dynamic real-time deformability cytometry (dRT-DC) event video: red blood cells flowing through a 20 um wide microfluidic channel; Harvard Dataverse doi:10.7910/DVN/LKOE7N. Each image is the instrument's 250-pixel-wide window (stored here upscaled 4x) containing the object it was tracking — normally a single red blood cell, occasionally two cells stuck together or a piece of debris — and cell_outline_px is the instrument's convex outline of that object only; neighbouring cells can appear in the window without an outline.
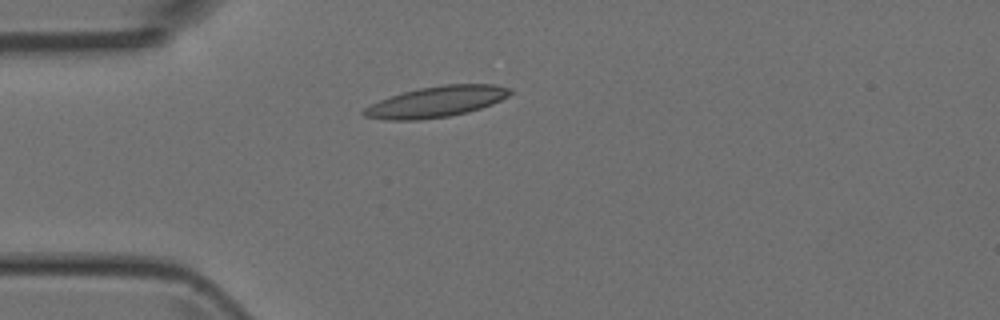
{"species": "Egyptian fruit bat (a non-hibernating species)", "species_latin": "Rousettus aegyptiacus", "temperature_condition": "room temperature", "stored_images_in_passage": 4, "camera_frame_rate_fps": 3000, "um_per_image_px": 0.085, "animal": {"sex": "female"}, "frame": {"image": 1, "passage_image": 4, "time_ms": 3.667, "image_size_px": [1000, 320], "cell_outline_px": [[512, 92], [508, 96], [492, 104], [468, 112], [448, 116], [420, 120], [384, 120], [364, 116], [360, 112], [364, 108], [380, 100], [404, 92], [420, 88], [444, 84], [496, 84], [508, 88]], "centroid_in_image_um": [37.08, 8.65], "position_along_channel_um": 47.9, "area_um2": 26.13}}